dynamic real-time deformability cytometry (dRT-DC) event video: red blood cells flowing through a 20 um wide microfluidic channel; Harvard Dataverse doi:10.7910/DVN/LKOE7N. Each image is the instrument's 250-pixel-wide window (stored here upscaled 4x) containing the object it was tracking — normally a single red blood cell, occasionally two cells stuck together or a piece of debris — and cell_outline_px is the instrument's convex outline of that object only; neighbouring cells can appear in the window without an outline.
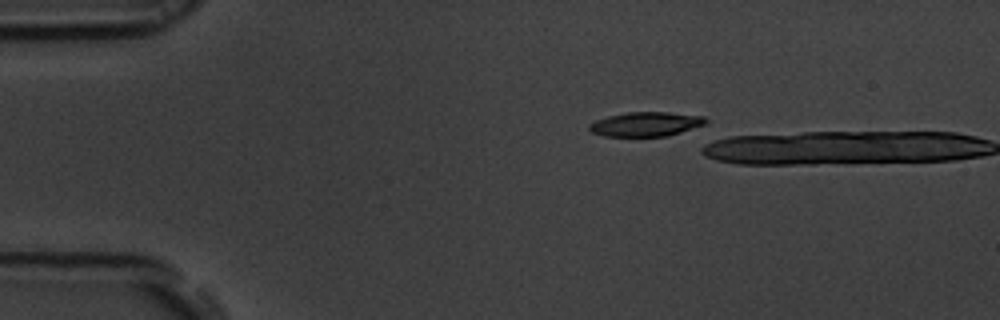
{"species": "common noctule bat (a hibernating species)", "species_latin": "Nyctalus noctula", "temperature_condition": "room temperature", "stored_images_in_passage": 2, "camera_frame_rate_fps": 3000, "um_per_image_px": 0.085, "animal": {"sex": "male", "body_mass_g": 19.5, "forearm_length_mm": 54.6}, "frame": {"image": 1, "passage_image": 1, "time_ms": 0.0, "image_size_px": [1000, 320], "cell_outline_px": [[708, 120], [704, 124], [668, 136], [604, 136], [592, 132], [588, 128], [588, 124], [596, 120], [608, 116], [628, 112], [668, 112], [704, 116]], "centroid_in_image_um": [54.87, 10.54], "position_along_channel_um": 30.1, "area_um2": 16.42}}